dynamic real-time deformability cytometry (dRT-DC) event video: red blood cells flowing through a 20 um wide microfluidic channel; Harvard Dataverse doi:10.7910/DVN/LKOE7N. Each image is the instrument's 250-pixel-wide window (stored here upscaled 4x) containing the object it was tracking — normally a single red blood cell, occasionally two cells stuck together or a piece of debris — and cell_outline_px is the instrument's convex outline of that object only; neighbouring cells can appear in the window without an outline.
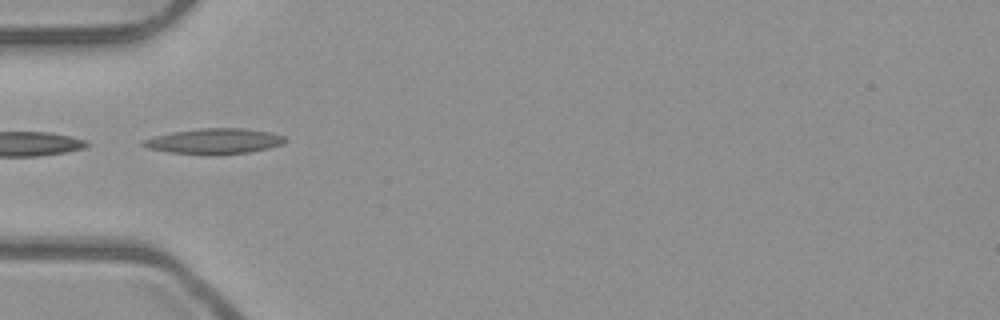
{"species": "common noctule bat (a hibernating species)", "species_latin": "Nyctalus noctula", "temperature_condition": "room temperature", "stored_images_in_passage": 7, "camera_frame_rate_fps": 3000, "um_per_image_px": 0.085, "animal": {"sex": "male", "body_mass_g": 23.1, "forearm_length_mm": 52.7}, "frame": {"image": 1, "passage_image": 1, "time_ms": 0.0, "image_size_px": [1000, 320], "cell_outline_px": [[288, 140], [280, 144], [268, 148], [248, 152], [168, 152], [148, 148], [140, 144], [140, 140], [172, 132], [200, 128], [244, 128], [272, 132], [284, 136]], "centroid_in_image_um": [18.22, 11.95], "position_along_channel_um": 66.8, "area_um2": 20.17}}
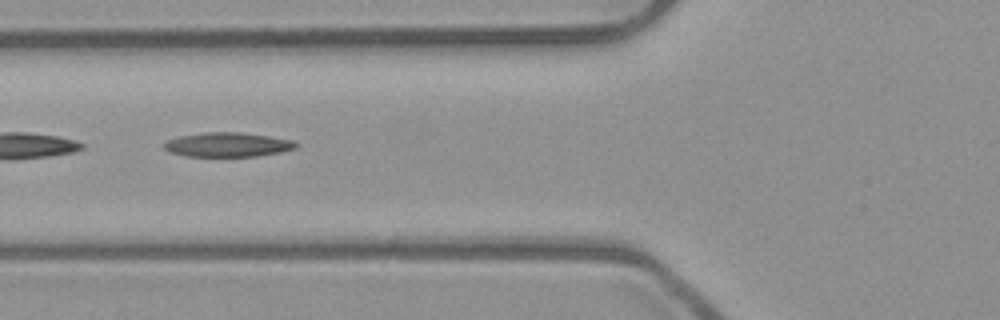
{"frame": {"image": 2, "passage_image": 4, "time_ms": 1.0, "image_size_px": [1000, 320], "cell_outline_px": [[300, 144], [296, 148], [280, 152], [256, 156], [188, 156], [172, 152], [164, 148], [164, 144], [168, 140], [180, 136], [204, 132], [240, 132], [268, 136], [292, 140]], "centroid_in_image_um": [19.39, 12.29], "position_along_channel_um": 106.4, "area_um2": 18.5}}